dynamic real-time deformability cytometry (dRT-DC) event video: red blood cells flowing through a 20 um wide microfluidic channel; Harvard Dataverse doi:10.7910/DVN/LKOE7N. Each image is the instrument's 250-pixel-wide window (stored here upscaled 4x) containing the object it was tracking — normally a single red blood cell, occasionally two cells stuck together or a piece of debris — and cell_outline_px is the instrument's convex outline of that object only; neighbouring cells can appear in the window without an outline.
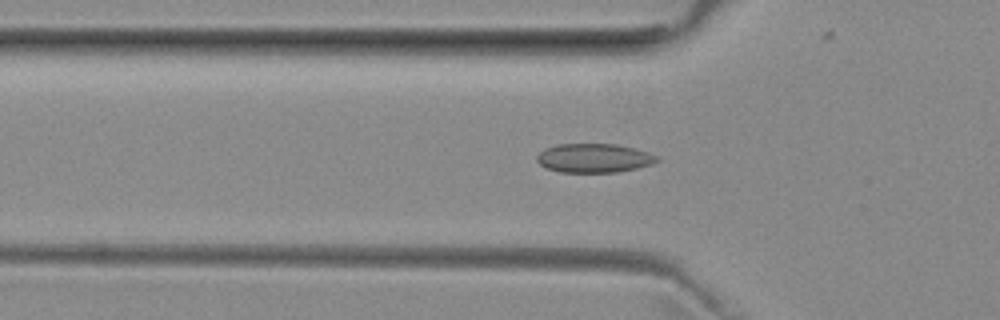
{"species": "common noctule bat (a hibernating species)", "species_latin": "Nyctalus noctula", "temperature_condition": "room temperature", "stored_images_in_passage": 37, "camera_frame_rate_fps": 3000, "um_per_image_px": 0.085, "animal": {"sex": "female", "body_mass_g": 29.2, "forearm_length_mm": 56.3}, "frame": {"image": 1, "passage_image": 2, "time_ms": 0.333, "image_size_px": [1000, 320], "cell_outline_px": [[660, 160], [652, 164], [636, 168], [616, 172], [560, 172], [548, 168], [540, 164], [536, 160], [536, 156], [544, 148], [556, 144], [616, 144], [648, 152], [656, 156]], "centroid_in_image_um": [50.46, 13.43], "position_along_channel_um": 75.3, "area_um2": 20.17}}
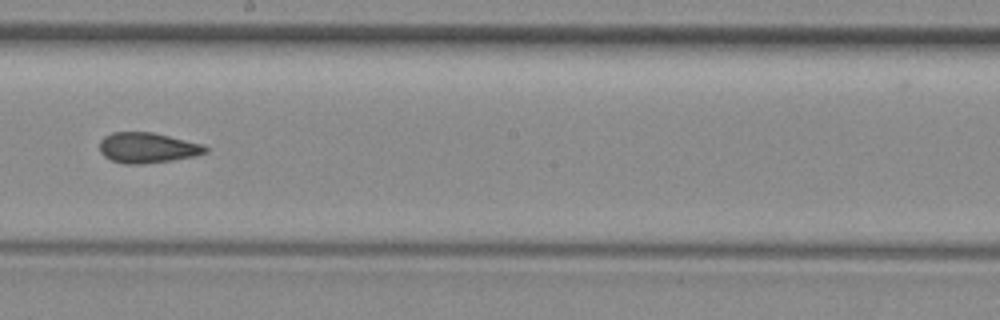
{"frame": {"image": 2, "passage_image": 14, "time_ms": 4.333, "image_size_px": [1000, 320], "cell_outline_px": [[208, 152], [196, 156], [172, 160], [144, 164], [124, 164], [112, 160], [104, 156], [100, 152], [100, 140], [104, 136], [112, 132], [152, 132], [204, 144], [208, 148]], "centroid_in_image_um": [12.55, 12.56], "position_along_channel_um": 235.7, "area_um2": 18.9}}
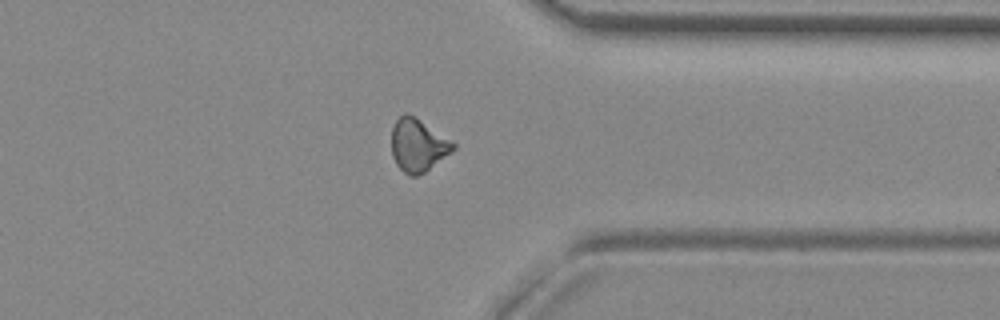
{"frame": {"image": 3, "passage_image": 25, "time_ms": 8.0, "image_size_px": [1000, 320], "cell_outline_px": [[456, 148], [424, 172], [416, 176], [408, 176], [396, 164], [392, 156], [392, 128], [396, 120], [404, 112], [416, 116], [456, 144]], "centroid_in_image_um": [35.51, 12.33], "position_along_channel_um": 375.9, "area_um2": 18.84}, "authors_computed_cell_mechanics": {"area_um2": 18.8428, "velocity_mm_per_s": 3.9928, "shape_relaxation_time_tau1_ms": null, "shape_relaxation_time_tau2_ms": 3.3575, "deformation_change_tau1": null, "deformation_change_tau2": 0.0811}}